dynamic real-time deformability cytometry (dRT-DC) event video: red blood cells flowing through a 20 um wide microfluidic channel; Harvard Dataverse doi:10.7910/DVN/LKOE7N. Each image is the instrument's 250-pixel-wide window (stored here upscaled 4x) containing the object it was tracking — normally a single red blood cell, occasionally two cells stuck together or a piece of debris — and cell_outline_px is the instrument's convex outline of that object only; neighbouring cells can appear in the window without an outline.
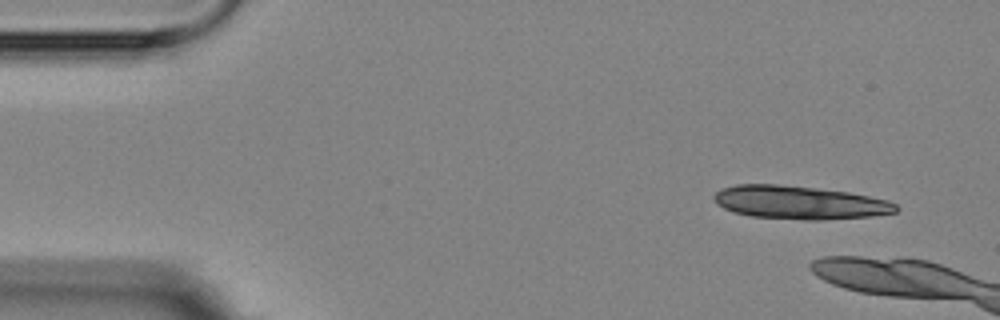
{"species": "Egyptian fruit bat (a non-hibernating species)", "species_latin": "Rousettus aegyptiacus", "temperature_condition": "room temperature", "stored_images_in_passage": 3, "camera_frame_rate_fps": 3000, "um_per_image_px": 0.085, "animal": {"sex": "female"}, "frame": {"image": 1, "passage_image": 1, "time_ms": 0.0, "image_size_px": [1000, 320], "cell_outline_px": [[900, 208], [896, 212], [872, 216], [824, 220], [808, 220], [752, 216], [736, 212], [724, 208], [712, 196], [716, 192], [724, 188], [736, 184], [776, 184], [816, 188], [848, 192], [888, 200], [896, 204]], "centroid_in_image_um": [68.01, 17.21], "position_along_channel_um": 17.0, "area_um2": 35.03}}